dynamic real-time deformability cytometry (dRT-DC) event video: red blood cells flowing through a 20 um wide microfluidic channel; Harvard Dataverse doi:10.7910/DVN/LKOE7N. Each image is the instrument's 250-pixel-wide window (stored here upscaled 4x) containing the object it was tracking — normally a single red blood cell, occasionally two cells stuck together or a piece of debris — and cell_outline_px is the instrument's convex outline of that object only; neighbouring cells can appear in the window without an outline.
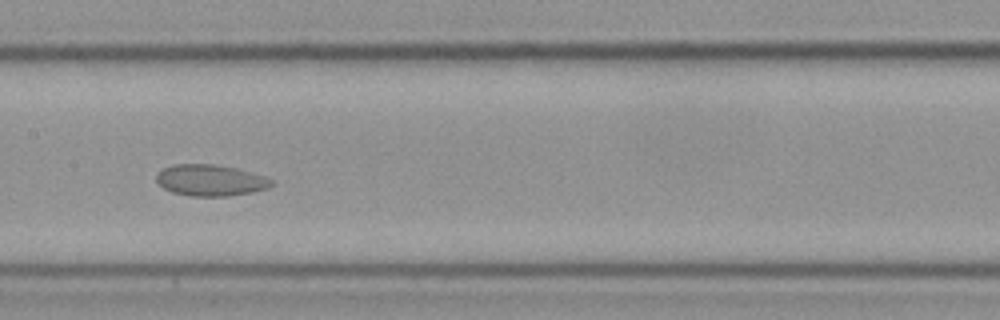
{"species": "Egyptian fruit bat (a non-hibernating species)", "species_latin": "Rousettus aegyptiacus", "temperature_condition": "cold", "stored_images_in_passage": 8, "camera_frame_rate_fps": 3000, "um_per_image_px": 0.085, "frame": {"image": 1, "passage_image": 8, "time_ms": 2.333, "image_size_px": [1000, 320], "cell_outline_px": [[276, 184], [268, 188], [252, 192], [228, 196], [188, 196], [172, 192], [164, 188], [156, 180], [156, 176], [164, 168], [176, 164], [212, 164], [236, 168], [264, 176], [272, 180]], "centroid_in_image_um": [17.92, 15.33], "position_along_channel_um": 189.5, "area_um2": 20.92}}